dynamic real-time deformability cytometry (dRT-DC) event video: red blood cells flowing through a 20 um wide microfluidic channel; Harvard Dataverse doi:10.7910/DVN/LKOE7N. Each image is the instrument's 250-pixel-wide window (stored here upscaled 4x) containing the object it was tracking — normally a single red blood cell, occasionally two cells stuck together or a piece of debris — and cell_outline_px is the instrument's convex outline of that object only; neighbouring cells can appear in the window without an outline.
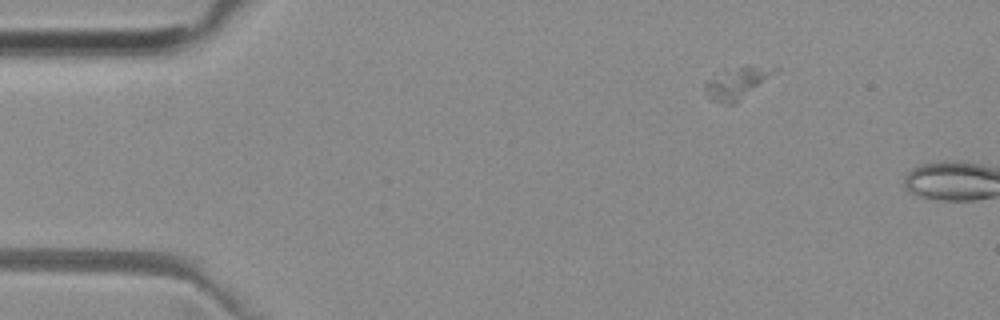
{"species": "common noctule bat (a hibernating species)", "species_latin": "Nyctalus noctula", "temperature_condition": "room temperature", "stored_images_in_passage": 4, "camera_frame_rate_fps": 3000, "um_per_image_px": 0.085, "animal": {"sex": "female", "body_mass_g": 29.2, "forearm_length_mm": 56.3}, "frame": {"image": 1, "passage_image": 3, "time_ms": 0.667, "image_size_px": [1000, 320], "cell_outline_px": [[780, 68], [776, 72], [736, 104], [728, 104], [712, 100], [708, 96], [704, 88], [704, 84], [724, 72], [744, 64]], "centroid_in_image_um": [62.7, 7.05], "position_along_channel_um": 22.3, "area_um2": 12.48}}